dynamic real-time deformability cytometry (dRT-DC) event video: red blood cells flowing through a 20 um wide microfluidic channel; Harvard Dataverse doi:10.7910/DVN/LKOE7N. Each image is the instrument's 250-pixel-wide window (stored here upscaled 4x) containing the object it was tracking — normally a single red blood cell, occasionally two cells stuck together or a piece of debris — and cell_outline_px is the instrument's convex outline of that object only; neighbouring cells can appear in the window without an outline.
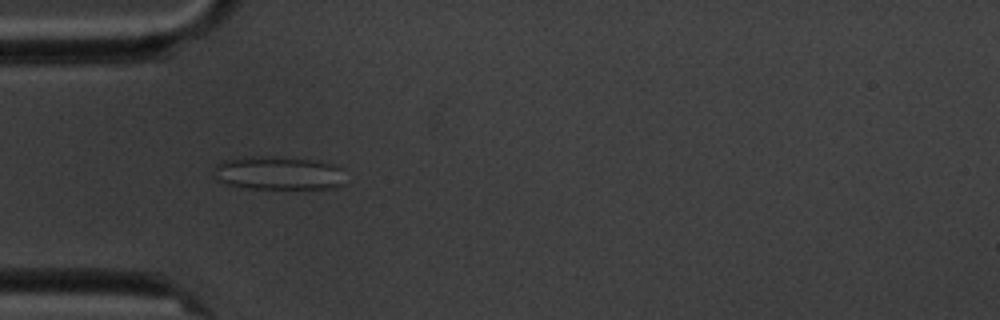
{"species": "common noctule bat (a hibernating species)", "species_latin": "Nyctalus noctula", "temperature_condition": "cold", "stored_images_in_passage": 5, "camera_frame_rate_fps": 3000, "um_per_image_px": 0.085, "animal": {"sex": "male", "body_mass_g": 20.1, "forearm_length_mm": 53.5}, "frame": {"image": 1, "passage_image": 4, "time_ms": 4.333, "image_size_px": [1000, 320], "cell_outline_px": [[344, 184], [336, 188], [248, 188], [228, 184], [216, 180], [216, 164], [220, 160], [240, 156], [276, 156], [320, 160], [340, 168]], "centroid_in_image_um": [23.64, 14.69], "position_along_channel_um": 61.4, "area_um2": 25.84}}
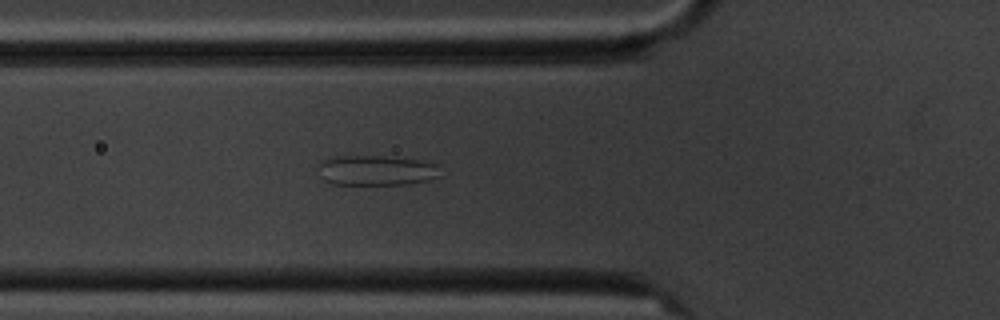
{"frame": {"image": 2, "passage_image": 5, "time_ms": 5.333, "image_size_px": [1000, 320], "cell_outline_px": [[440, 176], [428, 180], [408, 184], [332, 184], [324, 180], [320, 164], [324, 160], [332, 156], [384, 156], [416, 160], [436, 164]], "centroid_in_image_um": [32.0, 14.48], "position_along_channel_um": 93.8, "area_um2": 20.98}}